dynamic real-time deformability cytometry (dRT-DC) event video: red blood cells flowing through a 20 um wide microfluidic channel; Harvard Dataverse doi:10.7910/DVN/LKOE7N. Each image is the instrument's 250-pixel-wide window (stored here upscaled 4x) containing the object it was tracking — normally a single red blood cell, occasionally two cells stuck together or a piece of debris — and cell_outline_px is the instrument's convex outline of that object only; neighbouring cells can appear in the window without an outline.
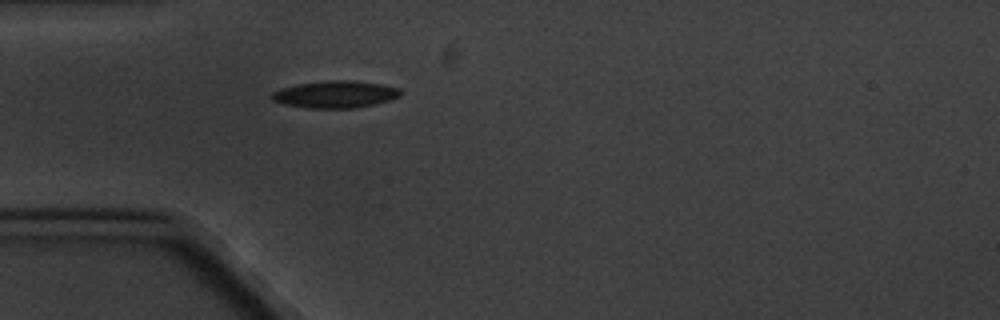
{"species": "common noctule bat (a hibernating species)", "species_latin": "Nyctalus noctula", "temperature_condition": "cold", "stored_images_in_passage": 1, "camera_frame_rate_fps": 3000, "um_per_image_px": 0.085, "animal": {"sex": "male", "body_mass_g": 20.1, "forearm_length_mm": 53.5}, "frame": {"image": 1, "passage_image": 1, "time_ms": 0.0, "image_size_px": [1000, 320], "cell_outline_px": [[400, 96], [388, 100], [356, 108], [308, 108], [284, 104], [272, 100], [272, 92], [280, 88], [300, 84], [328, 80], [356, 80], [384, 84], [396, 88], [400, 92]], "centroid_in_image_um": [28.48, 8.01], "position_along_channel_um": 56.5, "area_um2": 20.17}}